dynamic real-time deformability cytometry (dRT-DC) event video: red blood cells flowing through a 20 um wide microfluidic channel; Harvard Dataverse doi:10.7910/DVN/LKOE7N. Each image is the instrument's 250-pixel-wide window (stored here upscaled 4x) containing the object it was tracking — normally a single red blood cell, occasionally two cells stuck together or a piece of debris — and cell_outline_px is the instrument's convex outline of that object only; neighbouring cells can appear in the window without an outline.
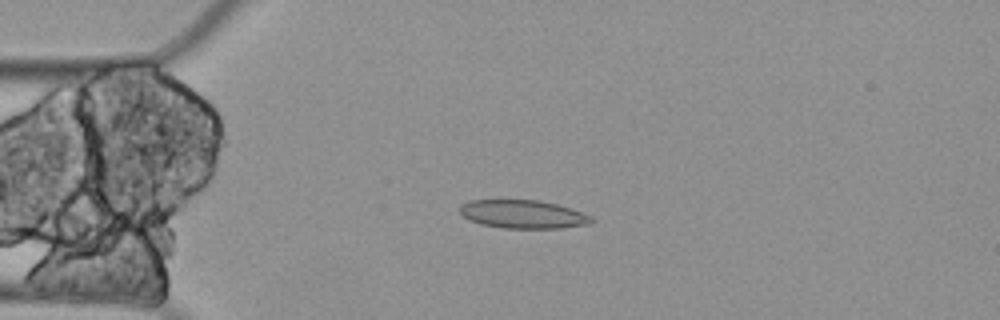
{"species": "Egyptian fruit bat (a non-hibernating species)", "species_latin": "Rousettus aegyptiacus", "temperature_condition": "cold", "stored_images_in_passage": 4, "camera_frame_rate_fps": 3000, "um_per_image_px": 0.085, "animal": {"sex": "female"}, "frame": {"image": 1, "passage_image": 4, "time_ms": 1.0, "image_size_px": [1000, 320], "cell_outline_px": [[596, 220], [592, 224], [560, 228], [500, 228], [480, 224], [468, 220], [460, 212], [460, 204], [472, 200], [540, 200], [556, 204], [592, 216]], "centroid_in_image_um": [44.46, 18.22], "position_along_channel_um": 40.5, "area_um2": 21.85}}